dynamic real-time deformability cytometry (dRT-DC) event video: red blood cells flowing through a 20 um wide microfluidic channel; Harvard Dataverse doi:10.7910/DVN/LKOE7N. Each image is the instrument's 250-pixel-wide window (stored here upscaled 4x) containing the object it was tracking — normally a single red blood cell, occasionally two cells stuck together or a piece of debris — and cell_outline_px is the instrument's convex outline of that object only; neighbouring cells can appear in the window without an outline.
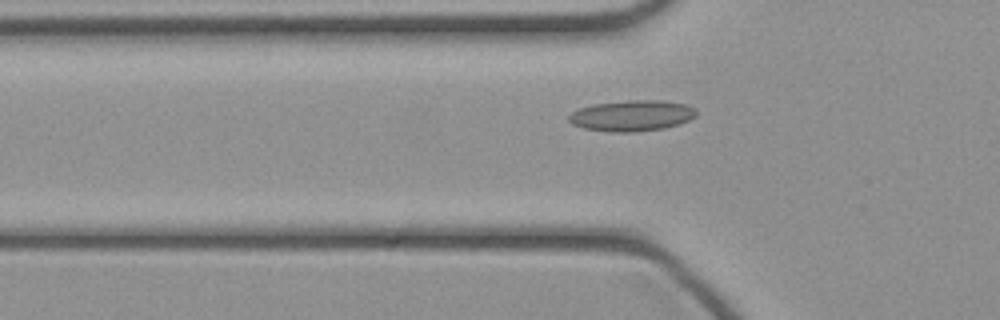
{"species": "common noctule bat (a hibernating species)", "species_latin": "Nyctalus noctula", "temperature_condition": "cold", "stored_images_in_passage": 34, "camera_frame_rate_fps": 3000, "um_per_image_px": 0.085, "animal": {"sex": "female", "body_mass_g": 21.9}, "frame": {"image": 1, "passage_image": 5, "time_ms": 1.333, "image_size_px": [1000, 320], "cell_outline_px": [[696, 116], [680, 124], [664, 128], [636, 132], [612, 132], [584, 128], [572, 124], [568, 120], [568, 116], [572, 112], [580, 108], [592, 104], [628, 100], [660, 100], [684, 104], [696, 108]], "centroid_in_image_um": [53.71, 9.83], "position_along_channel_um": 72.1, "area_um2": 23.0}}
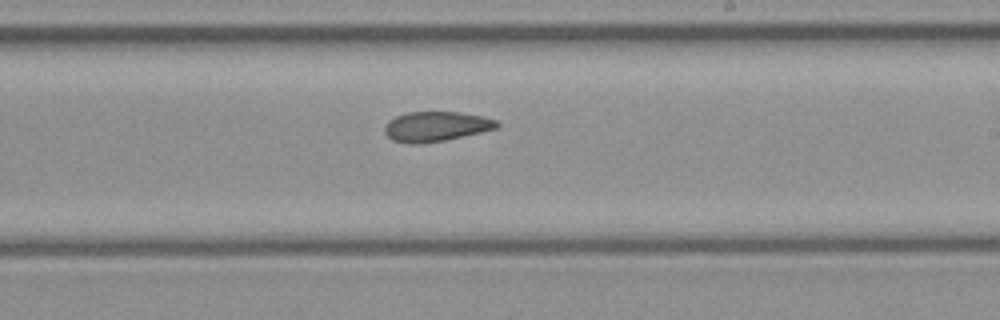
{"frame": {"image": 2, "passage_image": 17, "time_ms": 5.333, "image_size_px": [1000, 320], "cell_outline_px": [[500, 124], [496, 128], [480, 132], [444, 140], [420, 144], [408, 144], [392, 140], [384, 132], [384, 124], [388, 120], [396, 116], [408, 112], [460, 112], [484, 116], [496, 120]], "centroid_in_image_um": [37.02, 10.74], "position_along_channel_um": 252.0, "area_um2": 19.59}}
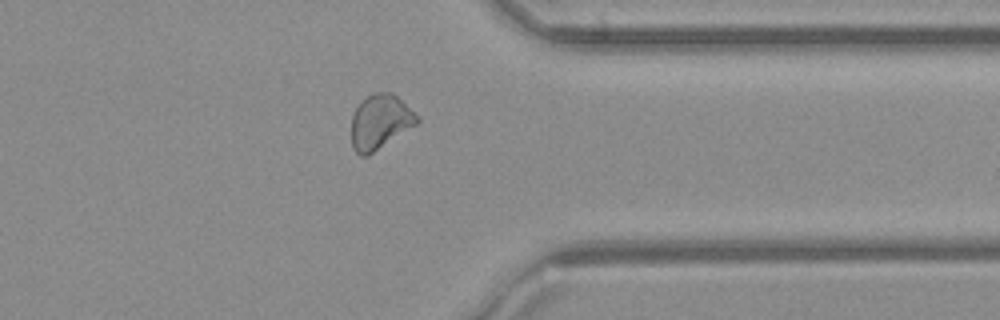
{"frame": {"image": 3, "passage_image": 26, "time_ms": 8.333, "image_size_px": [1000, 320], "cell_outline_px": [[420, 124], [368, 156], [360, 156], [352, 148], [352, 116], [360, 100], [376, 92], [392, 92], [420, 116]], "centroid_in_image_um": [32.35, 10.37], "position_along_channel_um": 379.0, "area_um2": 21.39}}